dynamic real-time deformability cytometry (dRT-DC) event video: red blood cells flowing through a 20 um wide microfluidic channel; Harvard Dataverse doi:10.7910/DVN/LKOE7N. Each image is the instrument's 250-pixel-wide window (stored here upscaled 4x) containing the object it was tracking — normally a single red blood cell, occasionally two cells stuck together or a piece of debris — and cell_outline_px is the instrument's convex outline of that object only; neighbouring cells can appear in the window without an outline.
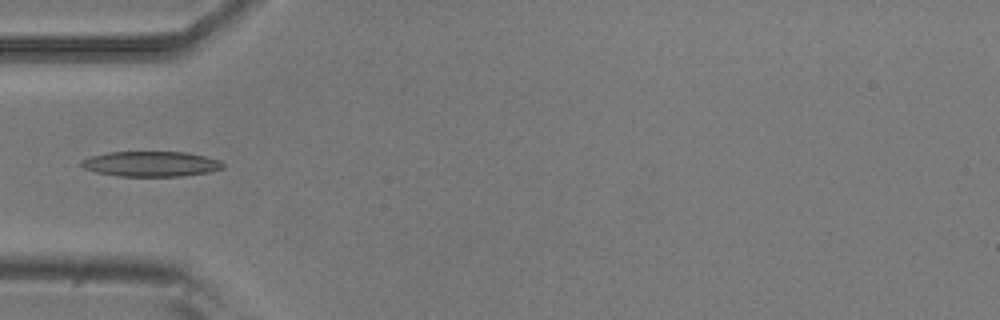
{"species": "common noctule bat (a hibernating species)", "species_latin": "Nyctalus noctula", "temperature_condition": "room temperature", "stored_images_in_passage": 1, "camera_frame_rate_fps": 3000, "um_per_image_px": 0.085, "animal": {"sex": "male", "body_mass_g": 20.5, "forearm_length_mm": 52.5}, "frame": {"image": 1, "passage_image": 1, "time_ms": 0.0, "image_size_px": [1000, 320], "cell_outline_px": [[224, 168], [208, 172], [184, 176], [116, 176], [96, 172], [84, 168], [80, 164], [80, 160], [92, 156], [108, 152], [184, 152], [204, 156], [220, 160], [224, 164]], "centroid_in_image_um": [12.83, 13.93], "position_along_channel_um": 72.2, "area_um2": 20.81}}